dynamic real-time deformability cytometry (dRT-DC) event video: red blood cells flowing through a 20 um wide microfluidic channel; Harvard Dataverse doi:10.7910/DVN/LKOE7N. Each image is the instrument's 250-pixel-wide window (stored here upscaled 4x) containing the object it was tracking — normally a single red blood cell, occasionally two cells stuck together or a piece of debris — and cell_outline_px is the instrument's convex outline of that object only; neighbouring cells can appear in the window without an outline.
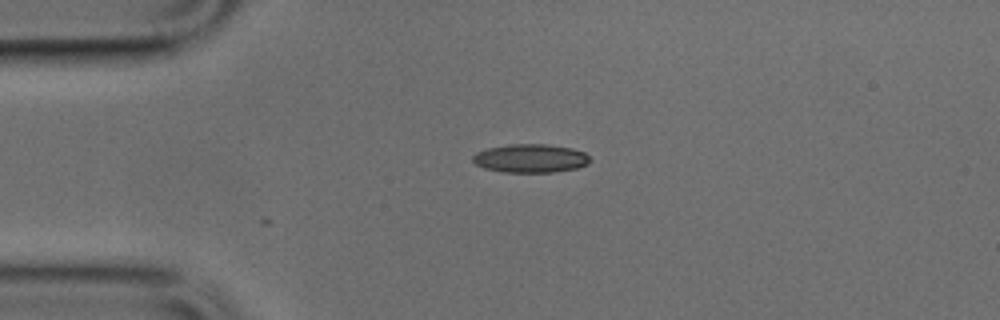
{"species": "common noctule bat (a hibernating species)", "species_latin": "Nyctalus noctula", "temperature_condition": "cold", "stored_images_in_passage": 2, "camera_frame_rate_fps": 3000, "um_per_image_px": 0.085, "animal": {"sex": "male", "body_mass_g": 17.9, "forearm_length_mm": 54.2}, "frame": {"image": 1, "passage_image": 2, "time_ms": 0.333, "image_size_px": [1000, 320], "cell_outline_px": [[592, 160], [588, 164], [576, 168], [552, 172], [504, 172], [484, 168], [476, 164], [472, 160], [472, 156], [476, 152], [488, 148], [508, 144], [544, 144], [572, 148], [584, 152]], "centroid_in_image_um": [45.09, 13.45], "position_along_channel_um": 39.9, "area_um2": 19.48}}